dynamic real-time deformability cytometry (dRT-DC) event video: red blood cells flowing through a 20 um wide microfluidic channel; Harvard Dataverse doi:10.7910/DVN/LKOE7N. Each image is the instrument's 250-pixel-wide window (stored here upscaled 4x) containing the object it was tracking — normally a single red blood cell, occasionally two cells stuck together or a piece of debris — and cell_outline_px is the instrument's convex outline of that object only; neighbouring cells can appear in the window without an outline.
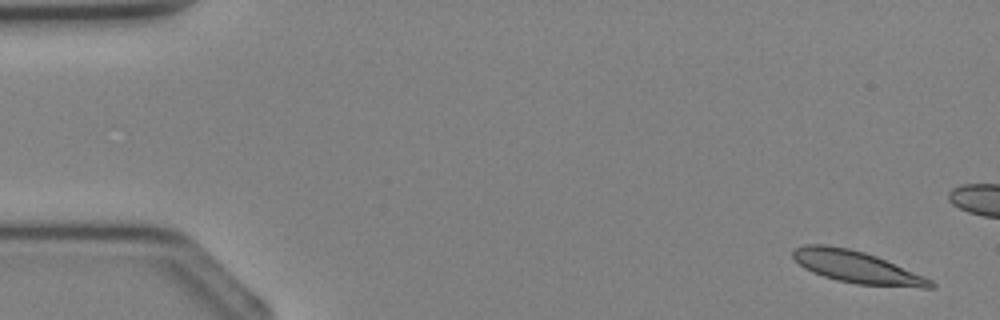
{"species": "Egyptian fruit bat (a non-hibernating species)", "species_latin": "Rousettus aegyptiacus", "temperature_condition": "cold", "stored_images_in_passage": 10, "camera_frame_rate_fps": 3000, "um_per_image_px": 0.085, "animal": {"sex": "female"}, "frame": {"image": 1, "passage_image": 1, "time_ms": 0.0, "image_size_px": [1000, 320], "cell_outline_px": [[936, 288], [920, 288], [856, 284], [836, 280], [812, 272], [804, 268], [792, 256], [792, 252], [796, 248], [804, 244], [824, 244], [848, 248], [864, 252], [876, 256], [924, 276], [932, 280], [936, 284]], "centroid_in_image_um": [72.85, 22.71], "position_along_channel_um": 12.2, "area_um2": 25.72}}